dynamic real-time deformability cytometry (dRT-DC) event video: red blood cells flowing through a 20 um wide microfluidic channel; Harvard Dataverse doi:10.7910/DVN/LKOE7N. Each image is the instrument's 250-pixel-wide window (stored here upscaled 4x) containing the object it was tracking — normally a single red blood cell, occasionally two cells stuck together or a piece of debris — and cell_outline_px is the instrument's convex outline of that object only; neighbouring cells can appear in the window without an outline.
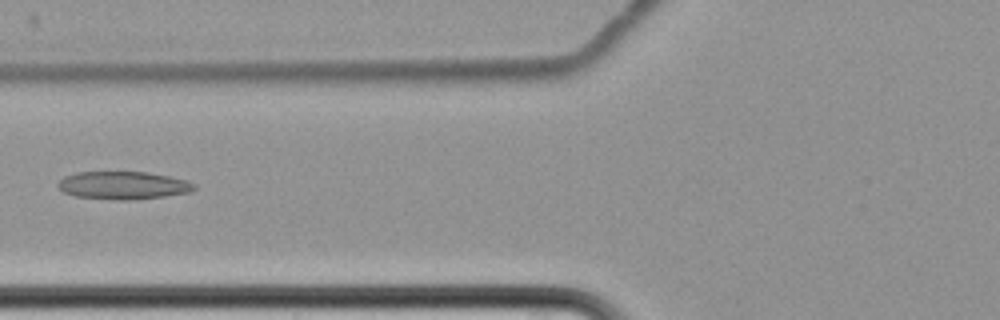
{"species": "common noctule bat (a hibernating species)", "species_latin": "Nyctalus noctula", "temperature_condition": "cold", "stored_images_in_passage": 6, "camera_frame_rate_fps": 3000, "um_per_image_px": 0.085, "animal": {"sex": "female", "body_mass_g": 22.7, "forearm_length_mm": 54.2}, "frame": {"image": 1, "passage_image": 6, "time_ms": 7.0, "image_size_px": [1000, 320], "cell_outline_px": [[196, 188], [192, 192], [136, 200], [116, 200], [76, 196], [64, 192], [56, 184], [64, 176], [76, 172], [148, 172], [168, 176], [184, 180], [196, 184]], "centroid_in_image_um": [10.48, 15.76], "position_along_channel_um": 115.3, "area_um2": 22.14}}